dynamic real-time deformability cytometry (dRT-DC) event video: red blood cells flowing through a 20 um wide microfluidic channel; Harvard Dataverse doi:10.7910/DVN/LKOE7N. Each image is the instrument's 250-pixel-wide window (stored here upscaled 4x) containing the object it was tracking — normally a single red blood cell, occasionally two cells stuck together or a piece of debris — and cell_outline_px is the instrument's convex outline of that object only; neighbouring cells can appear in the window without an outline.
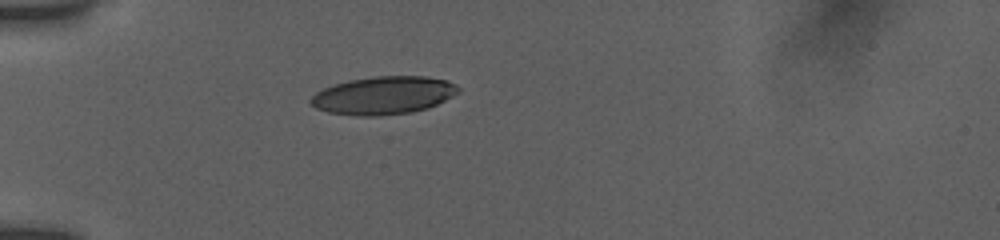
{"species": "human", "species_latin": "Homo sapiens", "temperature_condition": "room temperature", "stored_images_in_passage": 8, "camera_frame_rate_fps": 3000, "um_per_image_px": 0.085, "donor": {"sex": "female"}, "frame": {"image": 1, "passage_image": 1, "time_ms": 0.0, "image_size_px": [1000, 240], "cell_outline_px": [[460, 92], [428, 108], [412, 112], [380, 116], [356, 116], [328, 112], [316, 108], [308, 100], [316, 92], [332, 84], [348, 80], [376, 76], [428, 76], [448, 80], [460, 88]], "centroid_in_image_um": [32.59, 8.1], "position_along_channel_um": 52.4, "area_um2": 32.83}}
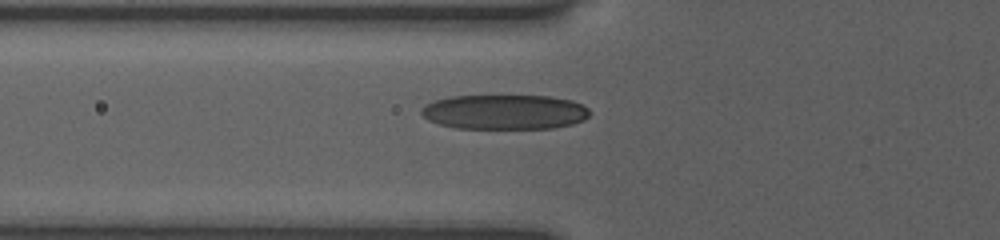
{"frame": {"image": 2, "passage_image": 4, "time_ms": 1.333, "image_size_px": [1000, 240], "cell_outline_px": [[588, 116], [584, 120], [572, 124], [552, 128], [456, 128], [440, 124], [428, 120], [420, 112], [420, 108], [424, 104], [436, 100], [452, 96], [548, 96], [572, 100], [588, 108]], "centroid_in_image_um": [42.87, 9.52], "position_along_channel_um": 82.9, "area_um2": 33.99}}
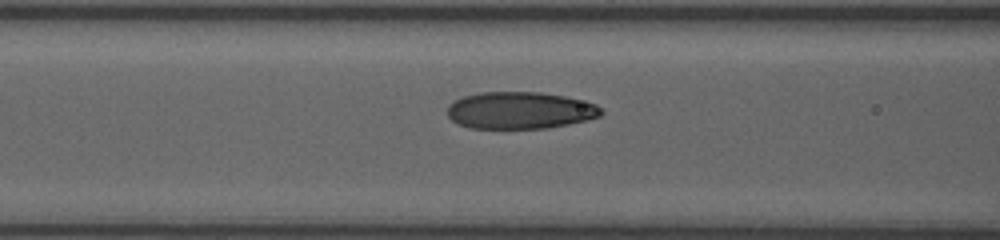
{"frame": {"image": 3, "passage_image": 7, "time_ms": 2.333, "image_size_px": [1000, 240], "cell_outline_px": [[604, 112], [600, 116], [588, 120], [548, 128], [472, 128], [456, 124], [448, 116], [448, 104], [464, 96], [480, 92], [540, 92], [564, 96], [584, 100], [596, 104]], "centroid_in_image_um": [44.21, 9.38], "position_along_channel_um": 122.4, "area_um2": 33.29}}